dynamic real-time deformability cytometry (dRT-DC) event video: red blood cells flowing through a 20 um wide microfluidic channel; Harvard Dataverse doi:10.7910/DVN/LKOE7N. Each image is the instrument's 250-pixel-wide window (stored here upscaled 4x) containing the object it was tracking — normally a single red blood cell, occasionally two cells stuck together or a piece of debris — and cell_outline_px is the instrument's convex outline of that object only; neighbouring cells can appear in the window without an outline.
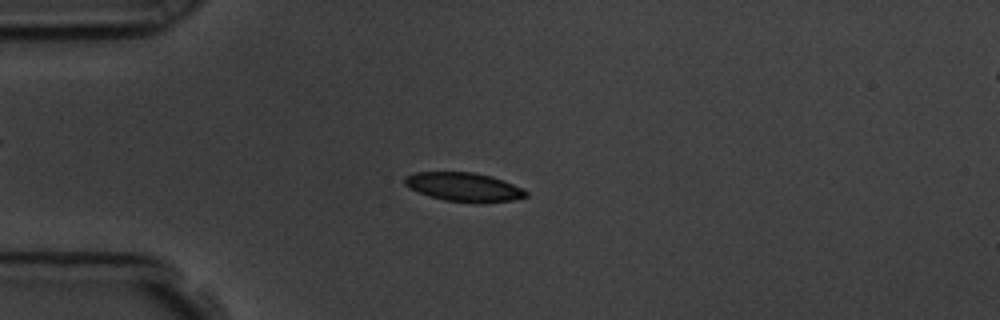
{"species": "common noctule bat (a hibernating species)", "species_latin": "Nyctalus noctula", "temperature_condition": "room temperature", "stored_images_in_passage": 57, "camera_frame_rate_fps": 3000, "um_per_image_px": 0.085, "animal": {"sex": "male", "body_mass_g": 19.5, "forearm_length_mm": 54.6}, "frame": {"image": 1, "passage_image": 15, "time_ms": 4.667, "image_size_px": [1000, 320], "cell_outline_px": [[528, 196], [512, 200], [484, 204], [444, 200], [420, 192], [404, 184], [404, 176], [416, 172], [472, 172], [492, 176], [504, 180], [524, 188], [528, 192]], "centroid_in_image_um": [39.5, 15.9], "position_along_channel_um": 45.5, "area_um2": 20.52}}
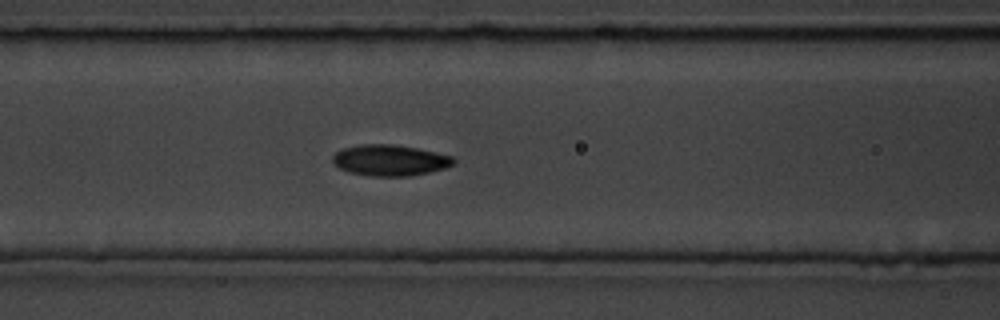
{"frame": {"image": 2, "passage_image": 24, "time_ms": 7.667, "image_size_px": [1000, 320], "cell_outline_px": [[456, 164], [444, 168], [428, 172], [408, 176], [372, 176], [348, 172], [340, 168], [332, 160], [332, 156], [336, 152], [344, 148], [360, 144], [392, 144], [416, 148], [452, 156], [456, 160]], "centroid_in_image_um": [33.15, 13.62], "position_along_channel_um": 133.5, "area_um2": 21.73}}
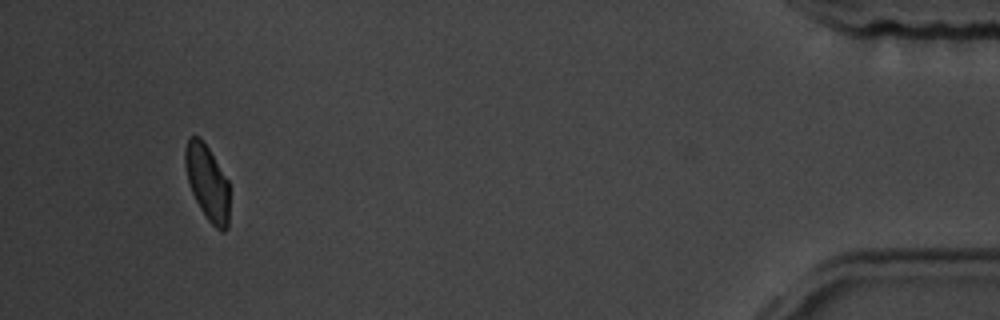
{"frame": {"image": 3, "passage_image": 54, "time_ms": 17.667, "image_size_px": [1000, 320], "cell_outline_px": [[228, 228], [224, 232], [220, 232], [208, 220], [200, 208], [192, 192], [188, 180], [184, 164], [184, 152], [188, 140], [192, 136], [200, 136], [208, 148], [228, 180]], "centroid_in_image_um": [17.62, 15.52], "position_along_channel_um": 417.6, "area_um2": 19.25}, "authors_computed_cell_mechanics": {"area_um2": 20.9236, "velocity_mm_per_s": 3.5618, "shape_relaxation_time_tau1_ms": 2.9114, "shape_relaxation_time_tau2_ms": 3.7781, "deformation_change_tau1": 0.1109, "deformation_change_tau2": 0.0756}}